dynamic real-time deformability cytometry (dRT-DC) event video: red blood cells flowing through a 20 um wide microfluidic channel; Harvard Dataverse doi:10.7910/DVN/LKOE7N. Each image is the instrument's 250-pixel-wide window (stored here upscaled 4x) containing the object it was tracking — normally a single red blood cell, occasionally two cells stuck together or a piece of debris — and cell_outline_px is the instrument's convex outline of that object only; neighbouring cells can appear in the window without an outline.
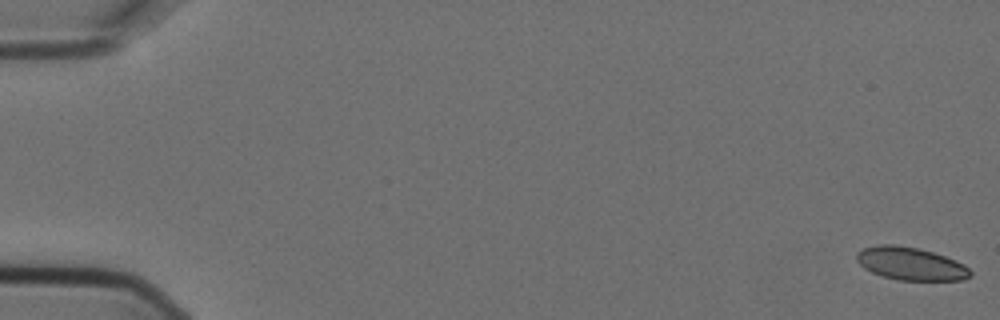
{"species": "Egyptian fruit bat (a non-hibernating species)", "species_latin": "Rousettus aegyptiacus", "temperature_condition": "cold", "stored_images_in_passage": 7, "camera_frame_rate_fps": 3000, "um_per_image_px": 0.085, "animal": {"sex": "female"}, "frame": {"image": 1, "passage_image": 1, "time_ms": 0.0, "image_size_px": [1000, 320], "cell_outline_px": [[972, 276], [964, 280], [900, 280], [884, 276], [872, 272], [864, 268], [856, 260], [856, 252], [864, 248], [880, 244], [896, 244], [916, 248], [932, 252], [956, 260], [964, 264], [972, 272]], "centroid_in_image_um": [77.42, 22.41], "position_along_channel_um": 7.6, "area_um2": 21.73}}
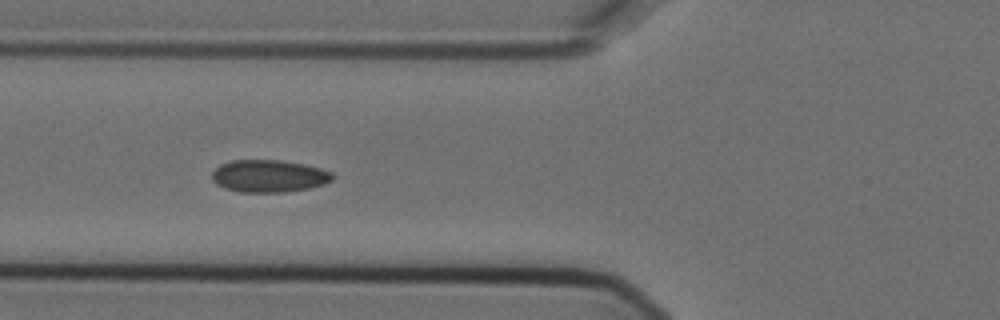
{"frame": {"image": 2, "passage_image": 6, "time_ms": 1.667, "image_size_px": [1000, 320], "cell_outline_px": [[336, 176], [332, 180], [324, 184], [308, 188], [284, 192], [240, 192], [224, 188], [216, 184], [212, 180], [212, 172], [220, 164], [232, 160], [280, 160], [304, 164], [320, 168], [332, 172]], "centroid_in_image_um": [22.86, 14.96], "position_along_channel_um": 102.9, "area_um2": 22.83}}
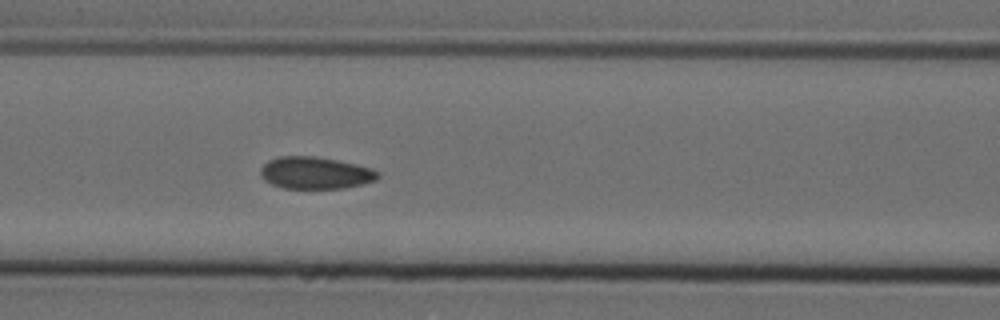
{"frame": {"image": 3, "passage_image": 7, "time_ms": 2.0, "image_size_px": [1000, 320], "cell_outline_px": [[380, 176], [376, 180], [364, 184], [344, 188], [284, 188], [272, 184], [264, 180], [260, 176], [260, 168], [268, 160], [280, 156], [312, 156], [336, 160], [356, 164], [372, 168], [380, 172]], "centroid_in_image_um": [26.81, 14.7], "position_along_channel_um": 139.8, "area_um2": 22.02}}